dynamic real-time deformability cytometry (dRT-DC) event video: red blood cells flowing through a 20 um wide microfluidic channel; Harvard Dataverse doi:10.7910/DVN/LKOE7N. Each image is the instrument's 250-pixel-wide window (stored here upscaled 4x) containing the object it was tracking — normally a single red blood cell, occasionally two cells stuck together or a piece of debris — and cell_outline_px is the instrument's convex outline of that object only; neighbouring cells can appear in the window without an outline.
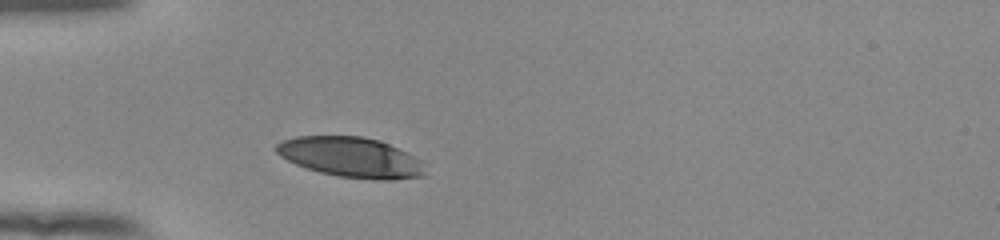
{"species": "human", "species_latin": "Homo sapiens", "temperature_condition": "room temperature", "stored_images_in_passage": 30, "camera_frame_rate_fps": 3000, "um_per_image_px": 0.085, "donor": {"sex": "female"}, "frame": {"image": 1, "passage_image": 1, "time_ms": 0.0, "image_size_px": [1000, 240], "cell_outline_px": [[424, 176], [392, 180], [380, 180], [340, 176], [320, 172], [296, 164], [280, 156], [276, 152], [276, 144], [284, 140], [296, 136], [360, 136], [380, 140], [408, 152], [420, 160], [424, 172]], "centroid_in_image_um": [29.84, 13.36], "position_along_channel_um": 55.2, "area_um2": 34.56}}
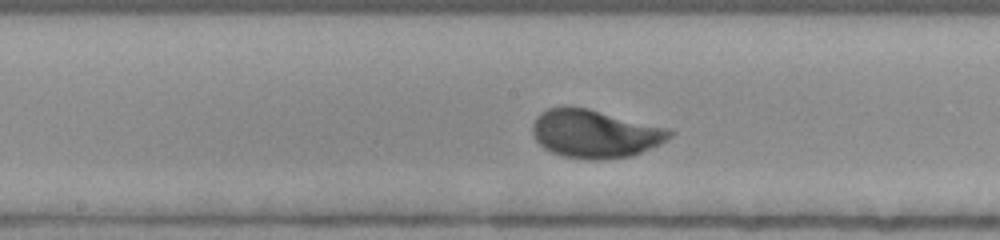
{"frame": {"image": 2, "passage_image": 13, "time_ms": 4.0, "image_size_px": [1000, 240], "cell_outline_px": [[676, 132], [672, 136], [660, 144], [632, 156], [604, 160], [592, 160], [564, 156], [552, 152], [544, 148], [532, 136], [532, 124], [536, 116], [540, 112], [548, 108], [588, 108], [672, 128]], "centroid_in_image_um": [50.62, 11.37], "position_along_channel_um": 197.6, "area_um2": 38.78}}
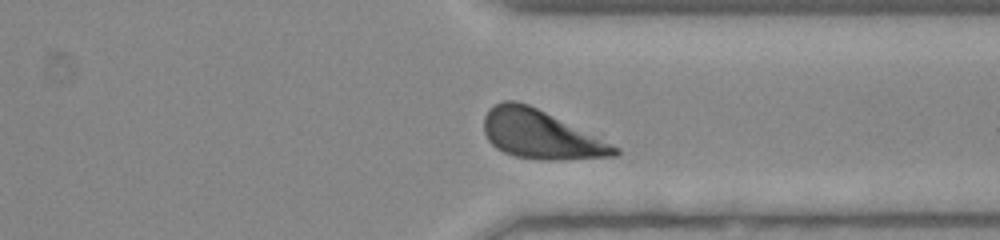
{"frame": {"image": 3, "passage_image": 26, "time_ms": 8.333, "image_size_px": [1000, 240], "cell_outline_px": [[620, 152], [616, 156], [560, 160], [544, 160], [516, 156], [504, 152], [496, 148], [488, 140], [484, 132], [484, 116], [488, 108], [504, 100], [516, 100], [528, 104], [620, 148]], "centroid_in_image_um": [45.91, 11.43], "position_along_channel_um": 365.5, "area_um2": 36.59}, "authors_computed_cell_mechanics": {"area_um2": 36.7608, "velocity_mm_per_s": 3.8577, "shape_relaxation_time_tau1_ms": 2.4323, "shape_relaxation_time_tau2_ms": null, "deformation_change_tau1": 0.169, "deformation_change_tau2": null}}